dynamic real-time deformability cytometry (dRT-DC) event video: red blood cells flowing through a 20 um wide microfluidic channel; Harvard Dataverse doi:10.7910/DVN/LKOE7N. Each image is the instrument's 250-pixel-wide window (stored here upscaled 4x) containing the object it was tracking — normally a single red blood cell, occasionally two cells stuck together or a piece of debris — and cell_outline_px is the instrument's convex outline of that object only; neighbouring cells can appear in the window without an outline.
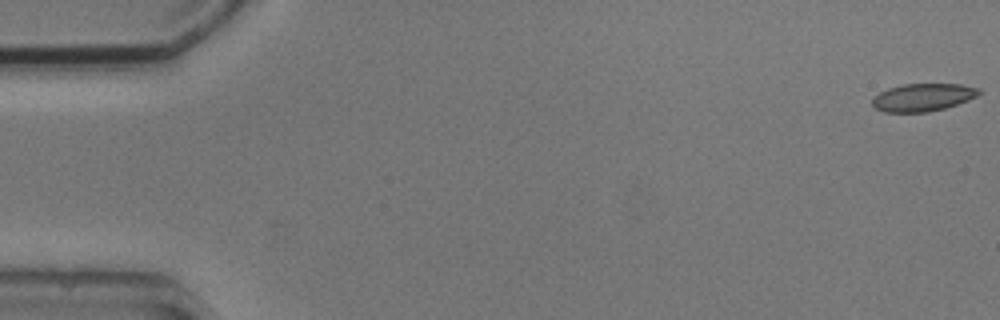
{"species": "common noctule bat (a hibernating species)", "species_latin": "Nyctalus noctula", "temperature_condition": "cold", "stored_images_in_passage": 6, "camera_frame_rate_fps": 3000, "um_per_image_px": 0.085, "animal": {"sex": "male", "body_mass_g": 20.5, "forearm_length_mm": 52.5}, "frame": {"image": 1, "passage_image": 1, "time_ms": 0.0, "image_size_px": [1000, 320], "cell_outline_px": [[980, 92], [976, 96], [968, 100], [944, 108], [928, 112], [884, 112], [876, 108], [872, 104], [872, 100], [880, 92], [888, 88], [904, 84], [960, 84], [980, 88]], "centroid_in_image_um": [78.44, 8.27], "position_along_channel_um": 6.6, "area_um2": 17.05}}
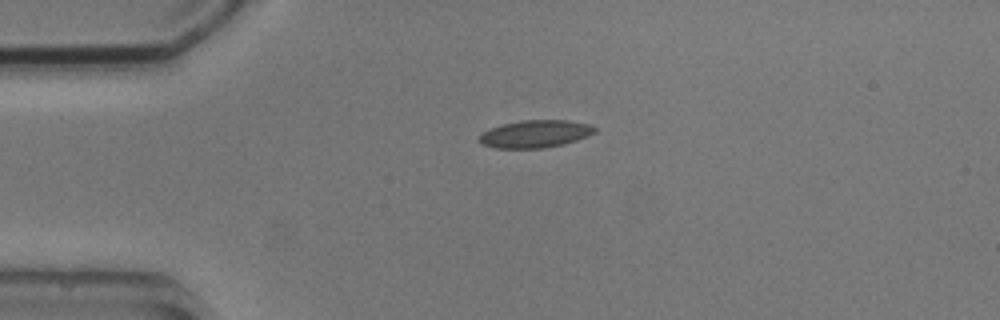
{"frame": {"image": 2, "passage_image": 4, "time_ms": 4.0, "image_size_px": [1000, 320], "cell_outline_px": [[596, 132], [588, 136], [564, 144], [544, 148], [496, 148], [480, 144], [476, 140], [484, 132], [492, 128], [504, 124], [520, 120], [568, 120], [588, 124], [596, 128]], "centroid_in_image_um": [45.49, 11.39], "position_along_channel_um": 39.5, "area_um2": 18.5}}